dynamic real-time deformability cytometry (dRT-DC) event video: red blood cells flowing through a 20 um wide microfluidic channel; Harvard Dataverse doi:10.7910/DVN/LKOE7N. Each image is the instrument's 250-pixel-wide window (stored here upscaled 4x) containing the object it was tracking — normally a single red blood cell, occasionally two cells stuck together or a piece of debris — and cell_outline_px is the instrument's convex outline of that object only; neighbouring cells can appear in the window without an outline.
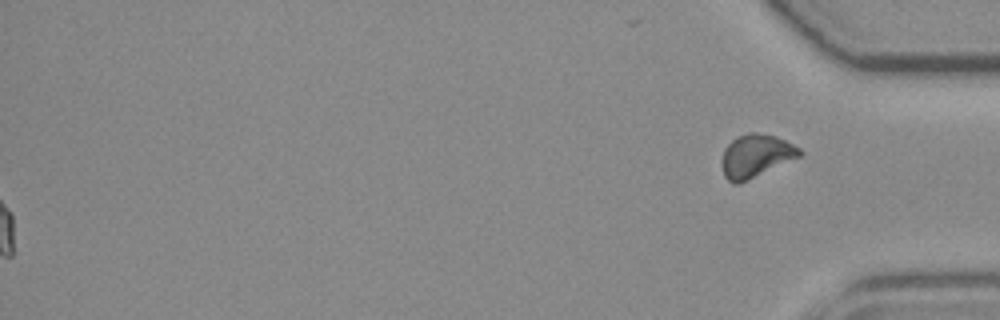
{"species": "common noctule bat (a hibernating species)", "species_latin": "Nyctalus noctula", "temperature_condition": "room temperature", "stored_images_in_passage": 52, "segment_of_instrument_passage": [2, 2], "camera_frame_rate_fps": 3000, "um_per_image_px": 0.085, "animal": {"sex": "female", "body_mass_g": 19.3, "forearm_length_mm": 54.1}, "frame": {"image": 1, "passage_image": 52, "time_ms": 17.0, "image_size_px": [1000, 320], "cell_outline_px": [[804, 152], [800, 156], [740, 184], [732, 184], [724, 176], [724, 148], [736, 136], [748, 132], [756, 132], [776, 136], [800, 148]], "centroid_in_image_um": [64.26, 13.24], "position_along_channel_um": 370.9, "area_um2": 19.31}}